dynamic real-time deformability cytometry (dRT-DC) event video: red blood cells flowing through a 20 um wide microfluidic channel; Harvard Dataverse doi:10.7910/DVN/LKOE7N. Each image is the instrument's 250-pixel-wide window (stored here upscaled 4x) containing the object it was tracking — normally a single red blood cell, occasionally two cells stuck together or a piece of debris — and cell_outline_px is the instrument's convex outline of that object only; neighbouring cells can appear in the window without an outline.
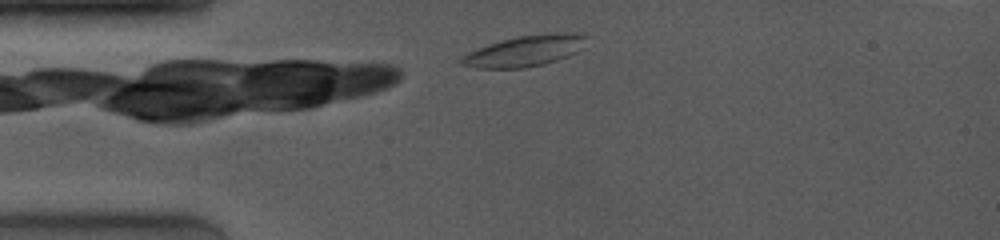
{"species": "common noctule bat (a hibernating species)", "species_latin": "Nyctalus noctula", "temperature_condition": "room temperature", "stored_images_in_passage": 24, "camera_frame_rate_fps": 4000, "um_per_image_px": 0.085, "animal": {"sex": "female", "body_mass_g": 19.0, "forearm_length_mm": 53.3}, "frame": {"image": 1, "passage_image": 1, "time_ms": 0.0, "image_size_px": [1000, 240], "cell_outline_px": [[588, 36], [576, 52], [568, 56], [544, 64], [524, 68], [476, 68], [456, 64], [456, 60], [460, 56], [476, 48], [500, 40], [516, 36], [548, 32], [584, 32]], "centroid_in_image_um": [44.55, 4.31], "position_along_channel_um": 40.5, "area_um2": 23.12}}
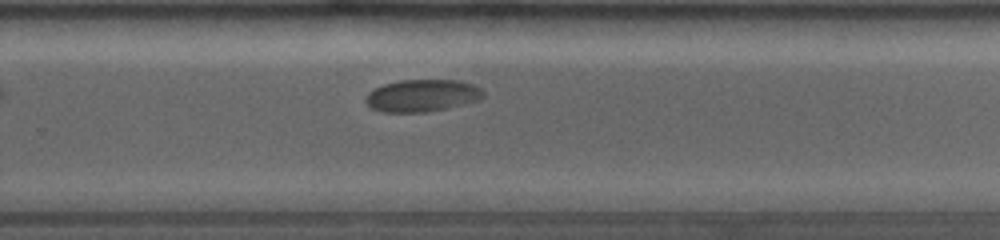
{"frame": {"image": 2, "passage_image": 21, "time_ms": 7.25, "image_size_px": [1000, 240], "cell_outline_px": [[484, 96], [480, 100], [448, 108], [424, 112], [380, 112], [368, 108], [364, 100], [368, 92], [384, 84], [400, 80], [460, 80], [472, 84], [480, 88], [484, 92]], "centroid_in_image_um": [35.86, 8.13], "position_along_channel_um": 293.9, "area_um2": 22.31}}
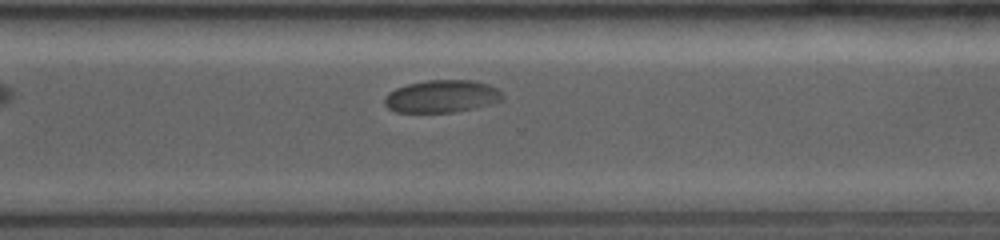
{"frame": {"image": 3, "passage_image": 24, "time_ms": 8.25, "image_size_px": [1000, 240], "cell_outline_px": [[504, 96], [500, 100], [488, 104], [456, 112], [396, 112], [388, 108], [384, 104], [384, 100], [388, 92], [396, 88], [408, 84], [428, 80], [472, 80], [488, 84], [496, 88]], "centroid_in_image_um": [37.51, 8.18], "position_along_channel_um": 333.1, "area_um2": 22.14}}